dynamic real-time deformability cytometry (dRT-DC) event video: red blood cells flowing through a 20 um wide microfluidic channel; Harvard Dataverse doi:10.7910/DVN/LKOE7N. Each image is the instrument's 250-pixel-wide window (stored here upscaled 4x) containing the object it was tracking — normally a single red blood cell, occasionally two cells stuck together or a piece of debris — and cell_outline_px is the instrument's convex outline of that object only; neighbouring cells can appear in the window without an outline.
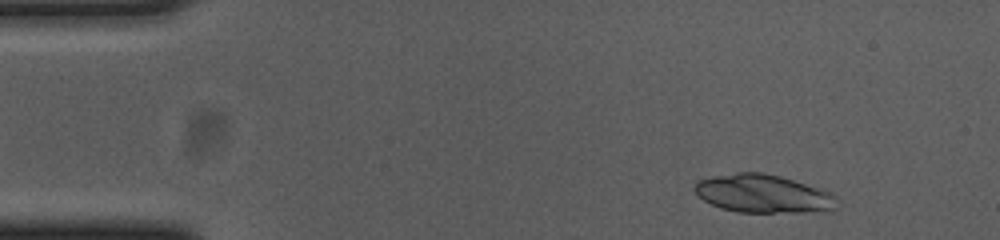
{"species": "common noctule bat (a hibernating species)", "species_latin": "Nyctalus noctula", "temperature_condition": "cold", "stored_images_in_passage": 52, "camera_frame_rate_fps": 3000, "um_per_image_px": 0.085, "animal": {"sex": "female", "body_mass_g": 23.0, "forearm_length_mm": 53.4}, "frame": {"image": 1, "passage_image": 4, "time_ms": 1.0, "image_size_px": [1000, 240], "cell_outline_px": [[836, 196], [832, 208], [828, 212], [740, 212], [720, 208], [704, 200], [692, 188], [696, 180], [712, 176], [736, 172], [760, 172], [780, 176], [824, 188]], "centroid_in_image_um": [64.86, 16.45], "position_along_channel_um": 20.1, "area_um2": 31.91}}